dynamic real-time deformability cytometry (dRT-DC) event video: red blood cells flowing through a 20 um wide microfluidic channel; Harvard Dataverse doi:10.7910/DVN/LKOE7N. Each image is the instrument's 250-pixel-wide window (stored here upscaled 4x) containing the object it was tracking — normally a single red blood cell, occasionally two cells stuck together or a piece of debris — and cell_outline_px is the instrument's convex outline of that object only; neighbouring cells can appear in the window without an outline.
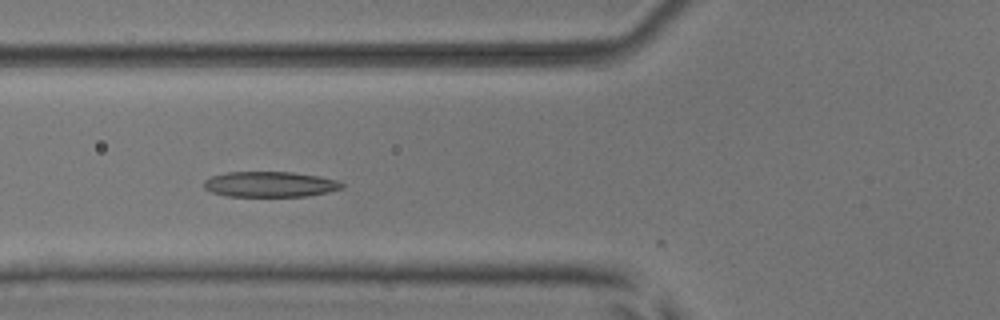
{"species": "common noctule bat (a hibernating species)", "species_latin": "Nyctalus noctula", "temperature_condition": "room temperature", "stored_images_in_passage": 29, "camera_frame_rate_fps": 3000, "um_per_image_px": 0.085, "animal": {"sex": "male", "body_mass_g": 17.9, "forearm_length_mm": 54.2}, "frame": {"image": 1, "passage_image": 2, "time_ms": 0.333, "image_size_px": [1000, 320], "cell_outline_px": [[344, 188], [328, 192], [308, 196], [228, 196], [212, 192], [204, 188], [204, 180], [212, 176], [228, 172], [292, 172], [316, 176], [336, 180], [344, 184]], "centroid_in_image_um": [22.95, 15.67], "position_along_channel_um": 102.8, "area_um2": 20.35}}
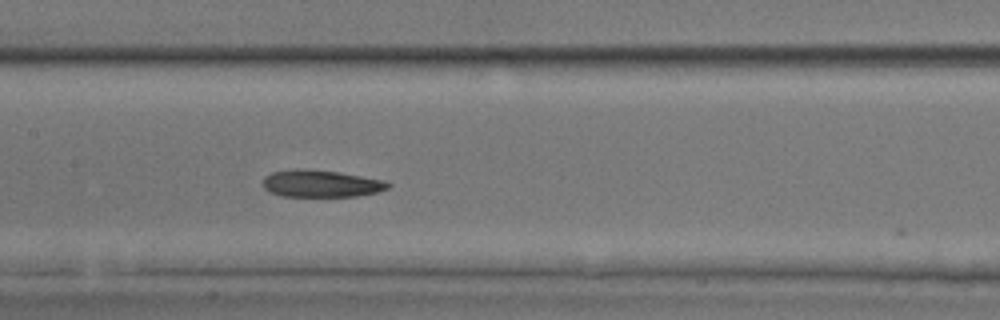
{"frame": {"image": 2, "passage_image": 8, "time_ms": 2.333, "image_size_px": [1000, 320], "cell_outline_px": [[392, 184], [388, 188], [376, 192], [356, 196], [280, 196], [268, 192], [264, 188], [264, 176], [272, 172], [296, 168], [336, 172], [384, 180]], "centroid_in_image_um": [27.25, 15.61], "position_along_channel_um": 180.2, "area_um2": 19.59}}
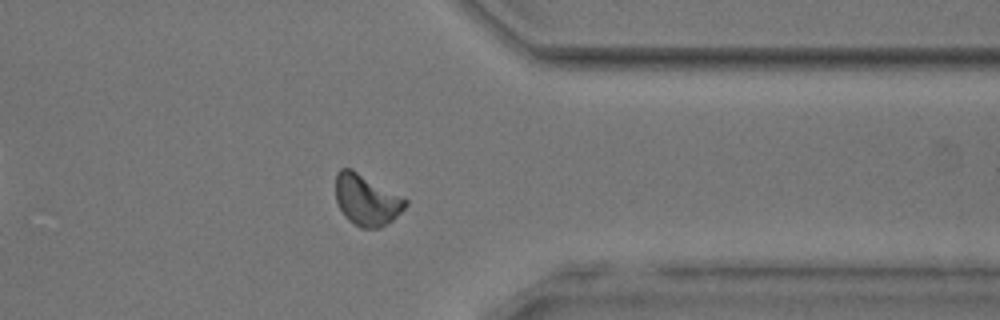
{"frame": {"image": 3, "passage_image": 24, "time_ms": 7.667, "image_size_px": [1000, 320], "cell_outline_px": [[408, 204], [392, 220], [380, 228], [360, 228], [348, 220], [344, 216], [336, 200], [336, 172], [340, 168], [352, 168], [404, 196], [408, 200]], "centroid_in_image_um": [31.17, 16.97], "position_along_channel_um": 380.2, "area_um2": 21.04}}